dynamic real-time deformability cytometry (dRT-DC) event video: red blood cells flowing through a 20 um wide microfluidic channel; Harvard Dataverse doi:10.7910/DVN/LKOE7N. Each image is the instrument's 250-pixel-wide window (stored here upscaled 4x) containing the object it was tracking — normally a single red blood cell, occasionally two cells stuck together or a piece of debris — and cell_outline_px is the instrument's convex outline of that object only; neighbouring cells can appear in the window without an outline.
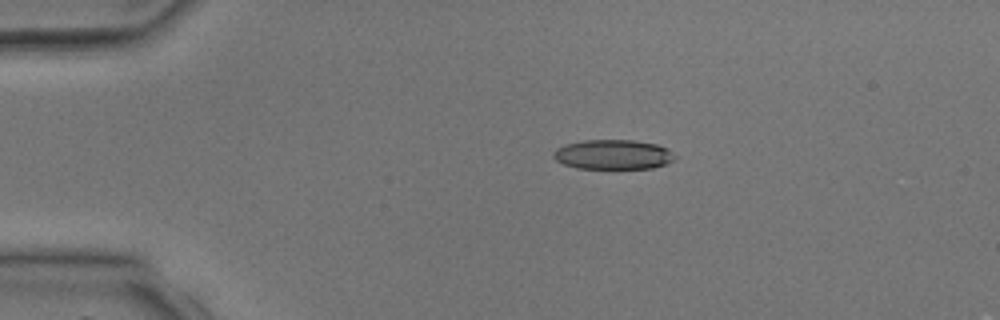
{"species": "common noctule bat (a hibernating species)", "species_latin": "Nyctalus noctula", "temperature_condition": "room temperature", "stored_images_in_passage": 4, "camera_frame_rate_fps": 3000, "um_per_image_px": 0.085, "animal": {"sex": "male", "body_mass_g": 17.9, "forearm_length_mm": 54.2}, "frame": {"image": 1, "passage_image": 3, "time_ms": 2.333, "image_size_px": [1000, 320], "cell_outline_px": [[676, 156], [672, 160], [664, 164], [652, 168], [576, 168], [564, 164], [556, 160], [552, 156], [552, 152], [556, 148], [564, 144], [584, 140], [632, 140], [656, 144], [668, 148]], "centroid_in_image_um": [52.07, 13.12], "position_along_channel_um": 32.9, "area_um2": 20.98}}